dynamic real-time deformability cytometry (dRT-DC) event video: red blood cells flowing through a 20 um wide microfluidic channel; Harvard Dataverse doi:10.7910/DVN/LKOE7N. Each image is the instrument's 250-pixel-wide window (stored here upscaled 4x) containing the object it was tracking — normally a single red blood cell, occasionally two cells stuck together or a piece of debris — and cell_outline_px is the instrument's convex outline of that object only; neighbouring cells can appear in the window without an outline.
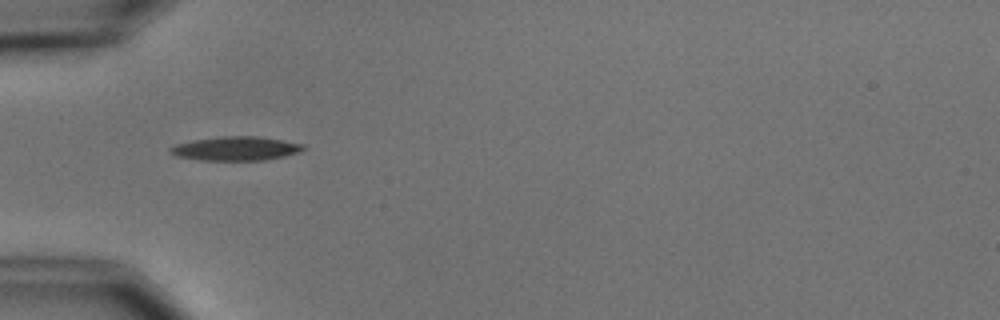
{"species": "common noctule bat (a hibernating species)", "species_latin": "Nyctalus noctula", "temperature_condition": "cold", "stored_images_in_passage": 8, "camera_frame_rate_fps": 3000, "um_per_image_px": 0.085, "animal": {"sex": "male", "body_mass_g": 15.6}, "frame": {"image": 1, "passage_image": 4, "time_ms": 3.667, "image_size_px": [1000, 320], "cell_outline_px": [[304, 148], [300, 152], [284, 156], [264, 160], [200, 160], [176, 156], [168, 152], [168, 148], [176, 144], [192, 140], [220, 136], [256, 136], [304, 144]], "centroid_in_image_um": [19.99, 12.62], "position_along_channel_um": 65.0, "area_um2": 18.55}}
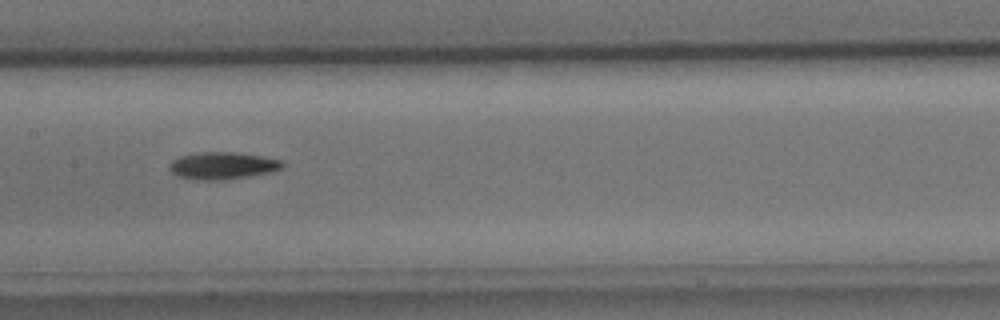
{"frame": {"image": 2, "passage_image": 7, "time_ms": 7.0, "image_size_px": [1000, 320], "cell_outline_px": [[284, 168], [272, 172], [248, 176], [220, 180], [200, 180], [176, 176], [168, 168], [168, 164], [172, 160], [180, 156], [204, 152], [236, 152], [264, 156], [284, 160]], "centroid_in_image_um": [18.95, 14.07], "position_along_channel_um": 188.4, "area_um2": 18.09}}
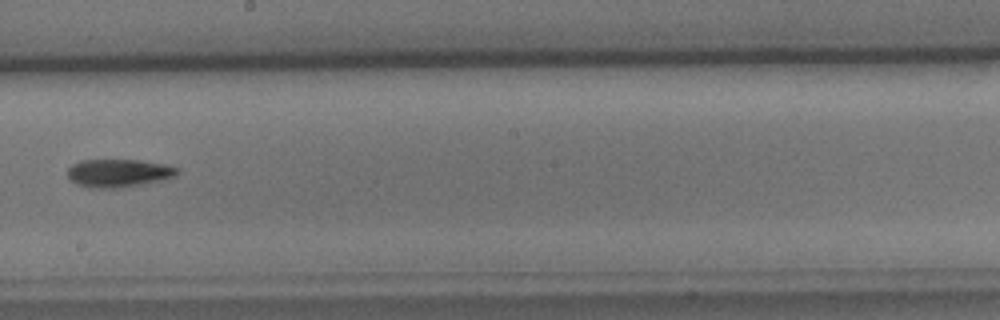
{"frame": {"image": 3, "passage_image": 8, "time_ms": 8.333, "image_size_px": [1000, 320], "cell_outline_px": [[180, 172], [176, 176], [144, 184], [120, 188], [88, 188], [76, 184], [68, 176], [68, 168], [72, 164], [80, 160], [140, 160], [164, 164], [180, 168]], "centroid_in_image_um": [10.09, 14.71], "position_along_channel_um": 238.1, "area_um2": 18.09}}